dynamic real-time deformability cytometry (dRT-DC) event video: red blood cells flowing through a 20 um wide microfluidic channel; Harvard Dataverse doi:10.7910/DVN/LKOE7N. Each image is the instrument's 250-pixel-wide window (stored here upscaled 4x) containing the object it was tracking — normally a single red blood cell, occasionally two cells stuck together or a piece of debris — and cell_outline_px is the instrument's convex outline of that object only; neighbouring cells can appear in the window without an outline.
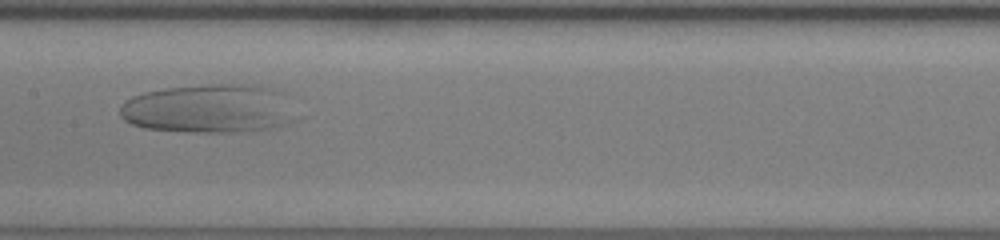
{"species": "human", "species_latin": "Homo sapiens", "temperature_condition": "room temperature", "stored_images_in_passage": 49, "camera_frame_rate_fps": 3000, "um_per_image_px": 0.085, "donor": {"sex": "female"}, "frame": {"image": 1, "passage_image": 24, "time_ms": 7.667, "image_size_px": [1000, 240], "cell_outline_px": [[292, 120], [284, 124], [268, 128], [248, 132], [188, 132], [144, 128], [132, 124], [124, 120], [120, 116], [120, 108], [124, 100], [132, 96], [144, 92], [164, 88], [208, 84], [240, 84], [268, 88], [284, 92]], "centroid_in_image_um": [17.67, 9.24], "position_along_channel_um": 189.7, "area_um2": 49.82}}